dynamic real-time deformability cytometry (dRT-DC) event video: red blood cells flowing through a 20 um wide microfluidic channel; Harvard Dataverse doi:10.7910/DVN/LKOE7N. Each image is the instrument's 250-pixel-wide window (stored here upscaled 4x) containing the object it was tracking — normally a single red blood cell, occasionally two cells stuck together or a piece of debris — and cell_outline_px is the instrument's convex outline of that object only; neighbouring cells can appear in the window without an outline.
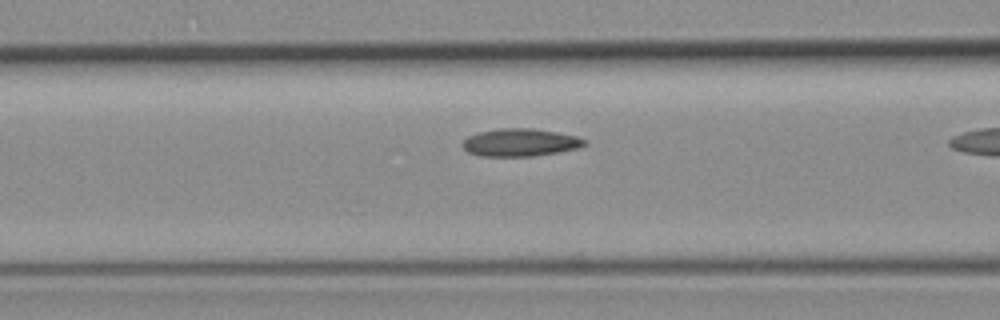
{"species": "common noctule bat (a hibernating species)", "species_latin": "Nyctalus noctula", "temperature_condition": "room temperature", "stored_images_in_passage": 11, "camera_frame_rate_fps": 3000, "um_per_image_px": 0.085, "animal": {"sex": "female", "body_mass_g": 19.3, "forearm_length_mm": 54.1}, "frame": {"image": 1, "passage_image": 10, "time_ms": 3.0, "image_size_px": [1000, 320], "cell_outline_px": [[588, 144], [576, 148], [556, 152], [532, 156], [480, 156], [468, 152], [460, 144], [468, 136], [480, 132], [500, 128], [532, 128], [556, 132], [576, 136], [584, 140]], "centroid_in_image_um": [44.18, 12.11], "position_along_channel_um": 122.4, "area_um2": 19.48}}